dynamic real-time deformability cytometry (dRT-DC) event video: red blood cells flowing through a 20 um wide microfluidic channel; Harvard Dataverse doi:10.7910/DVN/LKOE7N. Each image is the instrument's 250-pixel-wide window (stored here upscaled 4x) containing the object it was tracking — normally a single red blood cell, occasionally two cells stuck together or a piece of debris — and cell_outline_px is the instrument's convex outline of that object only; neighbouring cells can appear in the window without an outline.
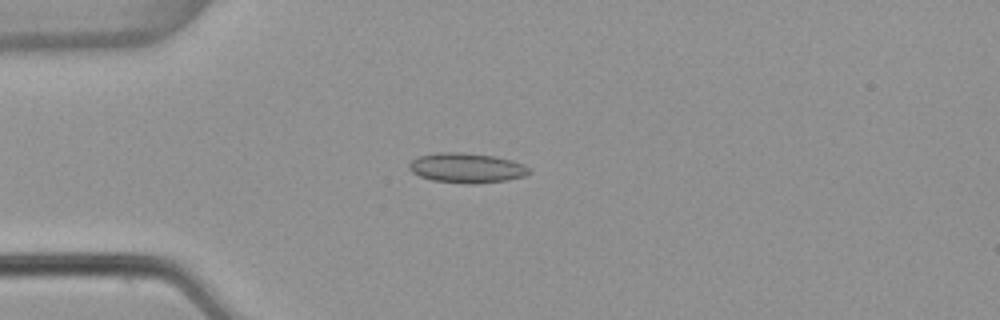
{"species": "common noctule bat (a hibernating species)", "species_latin": "Nyctalus noctula", "temperature_condition": "warm", "stored_images_in_passage": 53, "camera_frame_rate_fps": 3000, "um_per_image_px": 0.085, "animal": {"sex": "female", "body_mass_g": 22.7, "forearm_length_mm": 54.2}, "frame": {"image": 1, "passage_image": 14, "time_ms": 4.333, "image_size_px": [1000, 320], "cell_outline_px": [[532, 172], [524, 176], [508, 180], [472, 184], [468, 184], [432, 180], [420, 176], [412, 172], [408, 168], [408, 164], [412, 160], [420, 156], [440, 152], [460, 152], [496, 156], [512, 160], [524, 164]], "centroid_in_image_um": [39.68, 14.27], "position_along_channel_um": 45.3, "area_um2": 20.92}}
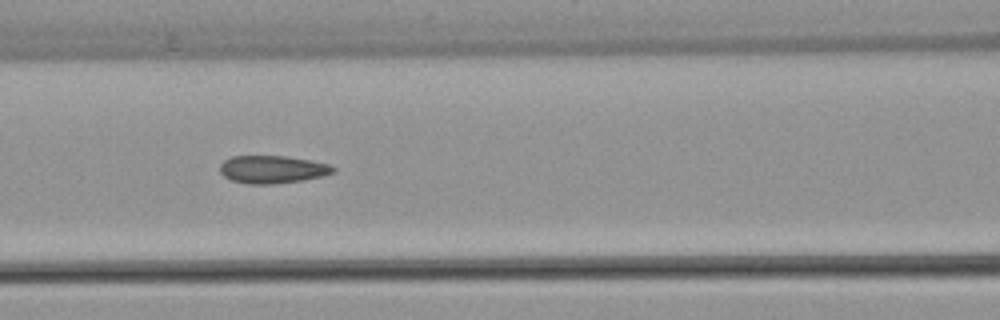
{"frame": {"image": 2, "passage_image": 23, "time_ms": 7.333, "image_size_px": [1000, 320], "cell_outline_px": [[336, 172], [324, 176], [304, 180], [272, 184], [248, 184], [232, 180], [224, 176], [220, 172], [220, 164], [224, 160], [232, 156], [288, 156], [312, 160], [328, 164], [336, 168]], "centroid_in_image_um": [23.19, 14.4], "position_along_channel_um": 143.4, "area_um2": 18.5}}
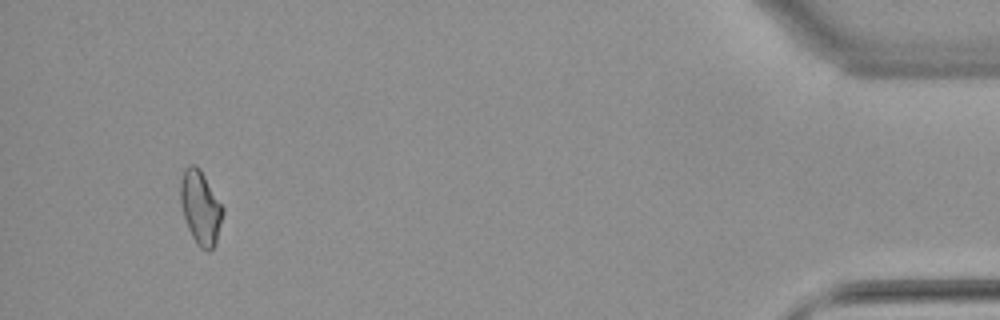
{"frame": {"image": 3, "passage_image": 50, "time_ms": 16.333, "image_size_px": [1000, 320], "cell_outline_px": [[224, 212], [216, 244], [208, 252], [200, 248], [196, 244], [188, 228], [184, 216], [180, 200], [180, 180], [184, 168], [188, 164], [196, 164], [200, 168], [224, 208]], "centroid_in_image_um": [17.04, 17.63], "position_along_channel_um": 418.2, "area_um2": 18.44}, "authors_computed_cell_mechanics": {"area_um2": 18.3804, "velocity_mm_per_s": 3.884, "shape_relaxation_time_tau1_ms": null, "shape_relaxation_time_tau2_ms": 2.5587, "deformation_change_tau1": null, "deformation_change_tau2": 0.072}}